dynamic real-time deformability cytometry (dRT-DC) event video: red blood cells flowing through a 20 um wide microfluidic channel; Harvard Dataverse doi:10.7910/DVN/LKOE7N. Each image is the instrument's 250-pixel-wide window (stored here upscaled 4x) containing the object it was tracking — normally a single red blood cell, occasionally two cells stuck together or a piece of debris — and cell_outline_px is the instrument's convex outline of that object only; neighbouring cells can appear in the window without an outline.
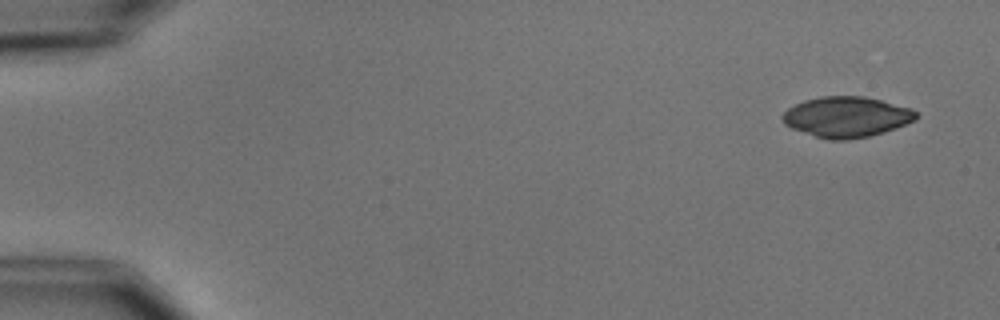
{"species": "common noctule bat (a hibernating species)", "species_latin": "Nyctalus noctula", "temperature_condition": "cold", "stored_images_in_passage": 5, "camera_frame_rate_fps": 3000, "um_per_image_px": 0.085, "animal": {"sex": "male", "body_mass_g": 15.6}, "frame": {"image": 1, "passage_image": 1, "time_ms": 0.0, "image_size_px": [1000, 320], "cell_outline_px": [[916, 120], [884, 132], [868, 136], [848, 140], [828, 140], [792, 128], [784, 124], [780, 116], [788, 108], [804, 100], [820, 96], [864, 96], [912, 108], [916, 112]], "centroid_in_image_um": [71.94, 9.93], "position_along_channel_um": 13.1, "area_um2": 31.5}}